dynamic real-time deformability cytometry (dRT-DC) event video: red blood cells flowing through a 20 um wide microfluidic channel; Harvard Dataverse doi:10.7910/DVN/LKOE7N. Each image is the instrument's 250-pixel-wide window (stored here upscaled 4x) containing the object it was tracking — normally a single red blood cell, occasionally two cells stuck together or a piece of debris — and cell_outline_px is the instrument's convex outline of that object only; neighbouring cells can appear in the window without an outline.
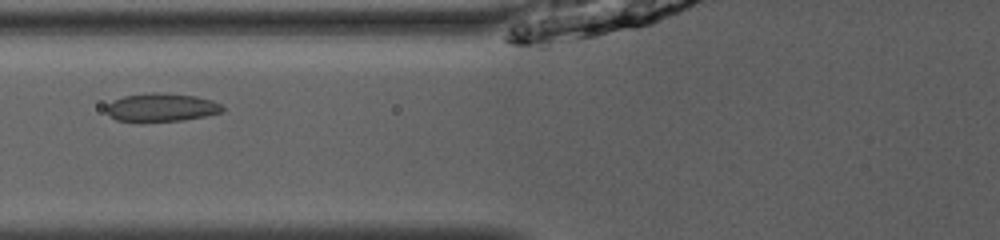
{"species": "common noctule bat (a hibernating species)", "species_latin": "Nyctalus noctula", "temperature_condition": "room temperature", "stored_images_in_passage": 23, "segment_of_instrument_passage": [1, 2], "camera_frame_rate_fps": 3000, "um_per_image_px": 0.085, "animal": {"sex": "male", "body_mass_g": 13.0, "forearm_length_mm": 53.1}, "frame": {"image": 1, "passage_image": 5, "time_ms": 1.333, "image_size_px": [1000, 240], "cell_outline_px": [[224, 112], [184, 120], [140, 124], [116, 120], [108, 112], [108, 104], [112, 100], [124, 96], [152, 92], [156, 92], [196, 96], [212, 100], [220, 104], [224, 108]], "centroid_in_image_um": [13.71, 9.16], "position_along_channel_um": 112.1, "area_um2": 19.59}}
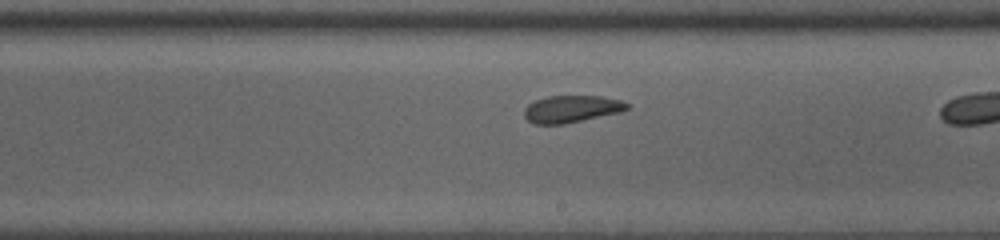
{"frame": {"image": 2, "passage_image": 12, "time_ms": 3.667, "image_size_px": [1000, 240], "cell_outline_px": [[628, 108], [620, 112], [564, 124], [536, 124], [528, 120], [524, 116], [524, 108], [528, 104], [536, 100], [548, 96], [600, 96], [620, 100], [628, 104]], "centroid_in_image_um": [48.55, 9.26], "position_along_channel_um": 240.5, "area_um2": 16.07}}
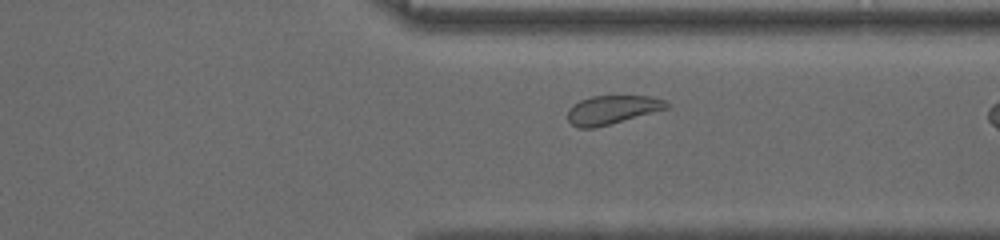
{"frame": {"image": 3, "passage_image": 21, "time_ms": 6.667, "image_size_px": [1000, 240], "cell_outline_px": [[672, 104], [668, 108], [608, 124], [592, 128], [576, 128], [568, 120], [568, 108], [572, 104], [580, 100], [592, 96], [648, 96], [664, 100]], "centroid_in_image_um": [52.0, 9.32], "position_along_channel_um": 359.4, "area_um2": 16.36}}